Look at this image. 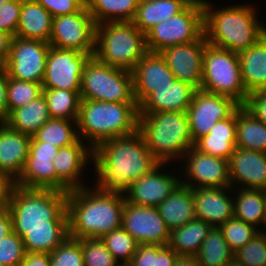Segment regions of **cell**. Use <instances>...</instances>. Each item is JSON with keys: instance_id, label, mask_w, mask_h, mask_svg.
<instances>
[{"instance_id": "1", "label": "cell", "mask_w": 266, "mask_h": 266, "mask_svg": "<svg viewBox=\"0 0 266 266\" xmlns=\"http://www.w3.org/2000/svg\"><path fill=\"white\" fill-rule=\"evenodd\" d=\"M159 163L138 130L104 141L93 150L94 185L100 191L124 192Z\"/></svg>"}, {"instance_id": "2", "label": "cell", "mask_w": 266, "mask_h": 266, "mask_svg": "<svg viewBox=\"0 0 266 266\" xmlns=\"http://www.w3.org/2000/svg\"><path fill=\"white\" fill-rule=\"evenodd\" d=\"M125 201L123 192L100 191L95 185L70 190L66 199L69 237L102 238L119 229Z\"/></svg>"}, {"instance_id": "3", "label": "cell", "mask_w": 266, "mask_h": 266, "mask_svg": "<svg viewBox=\"0 0 266 266\" xmlns=\"http://www.w3.org/2000/svg\"><path fill=\"white\" fill-rule=\"evenodd\" d=\"M255 6L241 3L214 8L216 5L211 1L203 0V29L207 43L235 53L255 45L266 34L265 21L258 19Z\"/></svg>"}, {"instance_id": "4", "label": "cell", "mask_w": 266, "mask_h": 266, "mask_svg": "<svg viewBox=\"0 0 266 266\" xmlns=\"http://www.w3.org/2000/svg\"><path fill=\"white\" fill-rule=\"evenodd\" d=\"M67 193L14 185L9 199L12 231L20 238L25 230L68 229Z\"/></svg>"}, {"instance_id": "5", "label": "cell", "mask_w": 266, "mask_h": 266, "mask_svg": "<svg viewBox=\"0 0 266 266\" xmlns=\"http://www.w3.org/2000/svg\"><path fill=\"white\" fill-rule=\"evenodd\" d=\"M137 103L81 99L76 120L78 135L93 150L102 142L128 136L138 130Z\"/></svg>"}, {"instance_id": "6", "label": "cell", "mask_w": 266, "mask_h": 266, "mask_svg": "<svg viewBox=\"0 0 266 266\" xmlns=\"http://www.w3.org/2000/svg\"><path fill=\"white\" fill-rule=\"evenodd\" d=\"M138 131L146 146L160 163H181L194 146L187 112L160 111L138 114Z\"/></svg>"}, {"instance_id": "7", "label": "cell", "mask_w": 266, "mask_h": 266, "mask_svg": "<svg viewBox=\"0 0 266 266\" xmlns=\"http://www.w3.org/2000/svg\"><path fill=\"white\" fill-rule=\"evenodd\" d=\"M147 52L145 34L131 21L96 25L94 56L100 62L132 71Z\"/></svg>"}, {"instance_id": "8", "label": "cell", "mask_w": 266, "mask_h": 266, "mask_svg": "<svg viewBox=\"0 0 266 266\" xmlns=\"http://www.w3.org/2000/svg\"><path fill=\"white\" fill-rule=\"evenodd\" d=\"M81 99L117 103H136L132 72L100 62L91 56L81 76Z\"/></svg>"}, {"instance_id": "9", "label": "cell", "mask_w": 266, "mask_h": 266, "mask_svg": "<svg viewBox=\"0 0 266 266\" xmlns=\"http://www.w3.org/2000/svg\"><path fill=\"white\" fill-rule=\"evenodd\" d=\"M200 89L232 98L243 106L249 94L242 81L238 53L207 44Z\"/></svg>"}, {"instance_id": "10", "label": "cell", "mask_w": 266, "mask_h": 266, "mask_svg": "<svg viewBox=\"0 0 266 266\" xmlns=\"http://www.w3.org/2000/svg\"><path fill=\"white\" fill-rule=\"evenodd\" d=\"M203 0H192L180 13L156 24L146 34L149 52L196 41L203 33Z\"/></svg>"}, {"instance_id": "11", "label": "cell", "mask_w": 266, "mask_h": 266, "mask_svg": "<svg viewBox=\"0 0 266 266\" xmlns=\"http://www.w3.org/2000/svg\"><path fill=\"white\" fill-rule=\"evenodd\" d=\"M96 23L85 5L80 11L54 17L49 44L61 49H75L94 56Z\"/></svg>"}, {"instance_id": "12", "label": "cell", "mask_w": 266, "mask_h": 266, "mask_svg": "<svg viewBox=\"0 0 266 266\" xmlns=\"http://www.w3.org/2000/svg\"><path fill=\"white\" fill-rule=\"evenodd\" d=\"M90 54L50 46L42 81L43 89L80 91L81 76Z\"/></svg>"}, {"instance_id": "13", "label": "cell", "mask_w": 266, "mask_h": 266, "mask_svg": "<svg viewBox=\"0 0 266 266\" xmlns=\"http://www.w3.org/2000/svg\"><path fill=\"white\" fill-rule=\"evenodd\" d=\"M50 49L47 42L12 37L5 70L10 78L41 83L43 81L46 56Z\"/></svg>"}, {"instance_id": "14", "label": "cell", "mask_w": 266, "mask_h": 266, "mask_svg": "<svg viewBox=\"0 0 266 266\" xmlns=\"http://www.w3.org/2000/svg\"><path fill=\"white\" fill-rule=\"evenodd\" d=\"M239 106L232 98L196 89L186 111L193 143L207 135L219 120L229 117Z\"/></svg>"}, {"instance_id": "15", "label": "cell", "mask_w": 266, "mask_h": 266, "mask_svg": "<svg viewBox=\"0 0 266 266\" xmlns=\"http://www.w3.org/2000/svg\"><path fill=\"white\" fill-rule=\"evenodd\" d=\"M182 160L183 185L192 189L231 187L228 160L203 153L194 146L186 152Z\"/></svg>"}, {"instance_id": "16", "label": "cell", "mask_w": 266, "mask_h": 266, "mask_svg": "<svg viewBox=\"0 0 266 266\" xmlns=\"http://www.w3.org/2000/svg\"><path fill=\"white\" fill-rule=\"evenodd\" d=\"M122 228L139 244L168 246L170 230L157 207L135 205L125 201Z\"/></svg>"}, {"instance_id": "17", "label": "cell", "mask_w": 266, "mask_h": 266, "mask_svg": "<svg viewBox=\"0 0 266 266\" xmlns=\"http://www.w3.org/2000/svg\"><path fill=\"white\" fill-rule=\"evenodd\" d=\"M167 164L159 163L149 173L134 181L123 192L126 202L149 207H157L162 203L181 183L180 172L179 176L169 170L164 172L165 165L169 167Z\"/></svg>"}, {"instance_id": "18", "label": "cell", "mask_w": 266, "mask_h": 266, "mask_svg": "<svg viewBox=\"0 0 266 266\" xmlns=\"http://www.w3.org/2000/svg\"><path fill=\"white\" fill-rule=\"evenodd\" d=\"M204 33L193 42L168 46L160 54L176 80L191 84L196 89L202 85L203 55L207 45Z\"/></svg>"}, {"instance_id": "19", "label": "cell", "mask_w": 266, "mask_h": 266, "mask_svg": "<svg viewBox=\"0 0 266 266\" xmlns=\"http://www.w3.org/2000/svg\"><path fill=\"white\" fill-rule=\"evenodd\" d=\"M90 160L93 161V149L80 138L74 144L59 148L58 154L53 159L56 190L67 193L73 189L86 187L87 184L82 177Z\"/></svg>"}, {"instance_id": "20", "label": "cell", "mask_w": 266, "mask_h": 266, "mask_svg": "<svg viewBox=\"0 0 266 266\" xmlns=\"http://www.w3.org/2000/svg\"><path fill=\"white\" fill-rule=\"evenodd\" d=\"M133 93L138 107L158 88L169 86L176 78L160 52H147L131 71Z\"/></svg>"}, {"instance_id": "21", "label": "cell", "mask_w": 266, "mask_h": 266, "mask_svg": "<svg viewBox=\"0 0 266 266\" xmlns=\"http://www.w3.org/2000/svg\"><path fill=\"white\" fill-rule=\"evenodd\" d=\"M228 168L232 188L266 190V153L236 147Z\"/></svg>"}, {"instance_id": "22", "label": "cell", "mask_w": 266, "mask_h": 266, "mask_svg": "<svg viewBox=\"0 0 266 266\" xmlns=\"http://www.w3.org/2000/svg\"><path fill=\"white\" fill-rule=\"evenodd\" d=\"M232 189V187L193 189L196 218L205 221L212 227H219L234 217L232 197L234 191H231Z\"/></svg>"}, {"instance_id": "23", "label": "cell", "mask_w": 266, "mask_h": 266, "mask_svg": "<svg viewBox=\"0 0 266 266\" xmlns=\"http://www.w3.org/2000/svg\"><path fill=\"white\" fill-rule=\"evenodd\" d=\"M31 137L0 123V174L14 183L19 179L29 155Z\"/></svg>"}, {"instance_id": "24", "label": "cell", "mask_w": 266, "mask_h": 266, "mask_svg": "<svg viewBox=\"0 0 266 266\" xmlns=\"http://www.w3.org/2000/svg\"><path fill=\"white\" fill-rule=\"evenodd\" d=\"M196 88L189 83L175 80L169 86L158 88L140 106L139 114L160 111L186 112Z\"/></svg>"}, {"instance_id": "25", "label": "cell", "mask_w": 266, "mask_h": 266, "mask_svg": "<svg viewBox=\"0 0 266 266\" xmlns=\"http://www.w3.org/2000/svg\"><path fill=\"white\" fill-rule=\"evenodd\" d=\"M194 147L208 155L229 160L236 149V110L219 120L209 133L199 138Z\"/></svg>"}, {"instance_id": "26", "label": "cell", "mask_w": 266, "mask_h": 266, "mask_svg": "<svg viewBox=\"0 0 266 266\" xmlns=\"http://www.w3.org/2000/svg\"><path fill=\"white\" fill-rule=\"evenodd\" d=\"M52 15L35 0H22L16 37L49 43Z\"/></svg>"}, {"instance_id": "27", "label": "cell", "mask_w": 266, "mask_h": 266, "mask_svg": "<svg viewBox=\"0 0 266 266\" xmlns=\"http://www.w3.org/2000/svg\"><path fill=\"white\" fill-rule=\"evenodd\" d=\"M157 210L170 231L186 225L196 218L193 189L180 183Z\"/></svg>"}, {"instance_id": "28", "label": "cell", "mask_w": 266, "mask_h": 266, "mask_svg": "<svg viewBox=\"0 0 266 266\" xmlns=\"http://www.w3.org/2000/svg\"><path fill=\"white\" fill-rule=\"evenodd\" d=\"M247 93L266 90V34L252 47L238 53Z\"/></svg>"}, {"instance_id": "29", "label": "cell", "mask_w": 266, "mask_h": 266, "mask_svg": "<svg viewBox=\"0 0 266 266\" xmlns=\"http://www.w3.org/2000/svg\"><path fill=\"white\" fill-rule=\"evenodd\" d=\"M192 0H139L136 14L131 21L146 34L162 21L180 13Z\"/></svg>"}, {"instance_id": "30", "label": "cell", "mask_w": 266, "mask_h": 266, "mask_svg": "<svg viewBox=\"0 0 266 266\" xmlns=\"http://www.w3.org/2000/svg\"><path fill=\"white\" fill-rule=\"evenodd\" d=\"M49 119L51 116L42 93L28 104L10 111L4 123L9 128L32 137Z\"/></svg>"}, {"instance_id": "31", "label": "cell", "mask_w": 266, "mask_h": 266, "mask_svg": "<svg viewBox=\"0 0 266 266\" xmlns=\"http://www.w3.org/2000/svg\"><path fill=\"white\" fill-rule=\"evenodd\" d=\"M236 147L266 153V125L244 106L236 109Z\"/></svg>"}, {"instance_id": "32", "label": "cell", "mask_w": 266, "mask_h": 266, "mask_svg": "<svg viewBox=\"0 0 266 266\" xmlns=\"http://www.w3.org/2000/svg\"><path fill=\"white\" fill-rule=\"evenodd\" d=\"M234 217L262 231L265 218V197L261 189L234 188ZM238 191V192H237ZM262 227V228H261Z\"/></svg>"}, {"instance_id": "33", "label": "cell", "mask_w": 266, "mask_h": 266, "mask_svg": "<svg viewBox=\"0 0 266 266\" xmlns=\"http://www.w3.org/2000/svg\"><path fill=\"white\" fill-rule=\"evenodd\" d=\"M211 228L205 221L195 218L170 231L168 246L178 255L195 256Z\"/></svg>"}, {"instance_id": "34", "label": "cell", "mask_w": 266, "mask_h": 266, "mask_svg": "<svg viewBox=\"0 0 266 266\" xmlns=\"http://www.w3.org/2000/svg\"><path fill=\"white\" fill-rule=\"evenodd\" d=\"M15 185L29 189L56 190L53 159L27 158L23 172Z\"/></svg>"}, {"instance_id": "35", "label": "cell", "mask_w": 266, "mask_h": 266, "mask_svg": "<svg viewBox=\"0 0 266 266\" xmlns=\"http://www.w3.org/2000/svg\"><path fill=\"white\" fill-rule=\"evenodd\" d=\"M139 0H90L86 6L96 25L104 22L132 21Z\"/></svg>"}, {"instance_id": "36", "label": "cell", "mask_w": 266, "mask_h": 266, "mask_svg": "<svg viewBox=\"0 0 266 266\" xmlns=\"http://www.w3.org/2000/svg\"><path fill=\"white\" fill-rule=\"evenodd\" d=\"M201 266H224L234 258L219 227H212L195 255Z\"/></svg>"}, {"instance_id": "37", "label": "cell", "mask_w": 266, "mask_h": 266, "mask_svg": "<svg viewBox=\"0 0 266 266\" xmlns=\"http://www.w3.org/2000/svg\"><path fill=\"white\" fill-rule=\"evenodd\" d=\"M33 137L58 148L69 146L79 139L76 120L51 118Z\"/></svg>"}, {"instance_id": "38", "label": "cell", "mask_w": 266, "mask_h": 266, "mask_svg": "<svg viewBox=\"0 0 266 266\" xmlns=\"http://www.w3.org/2000/svg\"><path fill=\"white\" fill-rule=\"evenodd\" d=\"M51 118L77 120L80 108V91L43 89Z\"/></svg>"}, {"instance_id": "39", "label": "cell", "mask_w": 266, "mask_h": 266, "mask_svg": "<svg viewBox=\"0 0 266 266\" xmlns=\"http://www.w3.org/2000/svg\"><path fill=\"white\" fill-rule=\"evenodd\" d=\"M68 236V229L25 230L22 240L25 252L51 253Z\"/></svg>"}, {"instance_id": "40", "label": "cell", "mask_w": 266, "mask_h": 266, "mask_svg": "<svg viewBox=\"0 0 266 266\" xmlns=\"http://www.w3.org/2000/svg\"><path fill=\"white\" fill-rule=\"evenodd\" d=\"M101 240L114 258L126 266L133 258L139 243L122 227L104 235ZM122 262H121V261Z\"/></svg>"}, {"instance_id": "41", "label": "cell", "mask_w": 266, "mask_h": 266, "mask_svg": "<svg viewBox=\"0 0 266 266\" xmlns=\"http://www.w3.org/2000/svg\"><path fill=\"white\" fill-rule=\"evenodd\" d=\"M41 83L21 81L8 77L7 106L8 111L22 107L42 94Z\"/></svg>"}, {"instance_id": "42", "label": "cell", "mask_w": 266, "mask_h": 266, "mask_svg": "<svg viewBox=\"0 0 266 266\" xmlns=\"http://www.w3.org/2000/svg\"><path fill=\"white\" fill-rule=\"evenodd\" d=\"M219 228L222 231L224 239L234 253L260 232L254 225L248 224L235 217H232L230 220L220 225Z\"/></svg>"}, {"instance_id": "43", "label": "cell", "mask_w": 266, "mask_h": 266, "mask_svg": "<svg viewBox=\"0 0 266 266\" xmlns=\"http://www.w3.org/2000/svg\"><path fill=\"white\" fill-rule=\"evenodd\" d=\"M84 266H123L106 248L101 238H80Z\"/></svg>"}, {"instance_id": "44", "label": "cell", "mask_w": 266, "mask_h": 266, "mask_svg": "<svg viewBox=\"0 0 266 266\" xmlns=\"http://www.w3.org/2000/svg\"><path fill=\"white\" fill-rule=\"evenodd\" d=\"M243 266H266V232L260 231L234 253Z\"/></svg>"}, {"instance_id": "45", "label": "cell", "mask_w": 266, "mask_h": 266, "mask_svg": "<svg viewBox=\"0 0 266 266\" xmlns=\"http://www.w3.org/2000/svg\"><path fill=\"white\" fill-rule=\"evenodd\" d=\"M50 266H84L80 241L68 236L50 253Z\"/></svg>"}, {"instance_id": "46", "label": "cell", "mask_w": 266, "mask_h": 266, "mask_svg": "<svg viewBox=\"0 0 266 266\" xmlns=\"http://www.w3.org/2000/svg\"><path fill=\"white\" fill-rule=\"evenodd\" d=\"M25 249L22 238L10 232L0 241V264L3 266H20L24 259Z\"/></svg>"}, {"instance_id": "47", "label": "cell", "mask_w": 266, "mask_h": 266, "mask_svg": "<svg viewBox=\"0 0 266 266\" xmlns=\"http://www.w3.org/2000/svg\"><path fill=\"white\" fill-rule=\"evenodd\" d=\"M22 0H10L0 5V30L15 36L21 14Z\"/></svg>"}, {"instance_id": "48", "label": "cell", "mask_w": 266, "mask_h": 266, "mask_svg": "<svg viewBox=\"0 0 266 266\" xmlns=\"http://www.w3.org/2000/svg\"><path fill=\"white\" fill-rule=\"evenodd\" d=\"M41 4L52 17L70 15L80 11L86 4L82 0H35Z\"/></svg>"}, {"instance_id": "49", "label": "cell", "mask_w": 266, "mask_h": 266, "mask_svg": "<svg viewBox=\"0 0 266 266\" xmlns=\"http://www.w3.org/2000/svg\"><path fill=\"white\" fill-rule=\"evenodd\" d=\"M255 118L266 125V90L252 91L243 105Z\"/></svg>"}, {"instance_id": "50", "label": "cell", "mask_w": 266, "mask_h": 266, "mask_svg": "<svg viewBox=\"0 0 266 266\" xmlns=\"http://www.w3.org/2000/svg\"><path fill=\"white\" fill-rule=\"evenodd\" d=\"M126 266H156V245L139 244Z\"/></svg>"}, {"instance_id": "51", "label": "cell", "mask_w": 266, "mask_h": 266, "mask_svg": "<svg viewBox=\"0 0 266 266\" xmlns=\"http://www.w3.org/2000/svg\"><path fill=\"white\" fill-rule=\"evenodd\" d=\"M58 151V147L47 144L46 142H39L32 136L29 145V155L27 158L54 159V157L58 154Z\"/></svg>"}, {"instance_id": "52", "label": "cell", "mask_w": 266, "mask_h": 266, "mask_svg": "<svg viewBox=\"0 0 266 266\" xmlns=\"http://www.w3.org/2000/svg\"><path fill=\"white\" fill-rule=\"evenodd\" d=\"M177 256L169 246L156 245V266H175Z\"/></svg>"}, {"instance_id": "53", "label": "cell", "mask_w": 266, "mask_h": 266, "mask_svg": "<svg viewBox=\"0 0 266 266\" xmlns=\"http://www.w3.org/2000/svg\"><path fill=\"white\" fill-rule=\"evenodd\" d=\"M8 77L9 76L6 70L0 73V123L4 122L9 115L6 95Z\"/></svg>"}, {"instance_id": "54", "label": "cell", "mask_w": 266, "mask_h": 266, "mask_svg": "<svg viewBox=\"0 0 266 266\" xmlns=\"http://www.w3.org/2000/svg\"><path fill=\"white\" fill-rule=\"evenodd\" d=\"M15 183L6 175L0 174V211L9 207L11 191Z\"/></svg>"}, {"instance_id": "55", "label": "cell", "mask_w": 266, "mask_h": 266, "mask_svg": "<svg viewBox=\"0 0 266 266\" xmlns=\"http://www.w3.org/2000/svg\"><path fill=\"white\" fill-rule=\"evenodd\" d=\"M20 266H50V253L25 252Z\"/></svg>"}, {"instance_id": "56", "label": "cell", "mask_w": 266, "mask_h": 266, "mask_svg": "<svg viewBox=\"0 0 266 266\" xmlns=\"http://www.w3.org/2000/svg\"><path fill=\"white\" fill-rule=\"evenodd\" d=\"M12 232V220L9 209L0 211V241Z\"/></svg>"}, {"instance_id": "57", "label": "cell", "mask_w": 266, "mask_h": 266, "mask_svg": "<svg viewBox=\"0 0 266 266\" xmlns=\"http://www.w3.org/2000/svg\"><path fill=\"white\" fill-rule=\"evenodd\" d=\"M12 36L0 30V60L5 64L8 56Z\"/></svg>"}, {"instance_id": "58", "label": "cell", "mask_w": 266, "mask_h": 266, "mask_svg": "<svg viewBox=\"0 0 266 266\" xmlns=\"http://www.w3.org/2000/svg\"><path fill=\"white\" fill-rule=\"evenodd\" d=\"M175 266H201L195 256L178 255Z\"/></svg>"}, {"instance_id": "59", "label": "cell", "mask_w": 266, "mask_h": 266, "mask_svg": "<svg viewBox=\"0 0 266 266\" xmlns=\"http://www.w3.org/2000/svg\"><path fill=\"white\" fill-rule=\"evenodd\" d=\"M224 266H243L240 264L235 258L232 260L228 261Z\"/></svg>"}, {"instance_id": "60", "label": "cell", "mask_w": 266, "mask_h": 266, "mask_svg": "<svg viewBox=\"0 0 266 266\" xmlns=\"http://www.w3.org/2000/svg\"><path fill=\"white\" fill-rule=\"evenodd\" d=\"M264 197H265V201H266V190L264 191ZM264 229L262 231L266 232V205H265Z\"/></svg>"}, {"instance_id": "61", "label": "cell", "mask_w": 266, "mask_h": 266, "mask_svg": "<svg viewBox=\"0 0 266 266\" xmlns=\"http://www.w3.org/2000/svg\"><path fill=\"white\" fill-rule=\"evenodd\" d=\"M5 70V64L0 60V73Z\"/></svg>"}, {"instance_id": "62", "label": "cell", "mask_w": 266, "mask_h": 266, "mask_svg": "<svg viewBox=\"0 0 266 266\" xmlns=\"http://www.w3.org/2000/svg\"><path fill=\"white\" fill-rule=\"evenodd\" d=\"M10 0H0V5L4 4L5 2H8Z\"/></svg>"}, {"instance_id": "63", "label": "cell", "mask_w": 266, "mask_h": 266, "mask_svg": "<svg viewBox=\"0 0 266 266\" xmlns=\"http://www.w3.org/2000/svg\"><path fill=\"white\" fill-rule=\"evenodd\" d=\"M85 4H87L90 0H82Z\"/></svg>"}]
</instances>
